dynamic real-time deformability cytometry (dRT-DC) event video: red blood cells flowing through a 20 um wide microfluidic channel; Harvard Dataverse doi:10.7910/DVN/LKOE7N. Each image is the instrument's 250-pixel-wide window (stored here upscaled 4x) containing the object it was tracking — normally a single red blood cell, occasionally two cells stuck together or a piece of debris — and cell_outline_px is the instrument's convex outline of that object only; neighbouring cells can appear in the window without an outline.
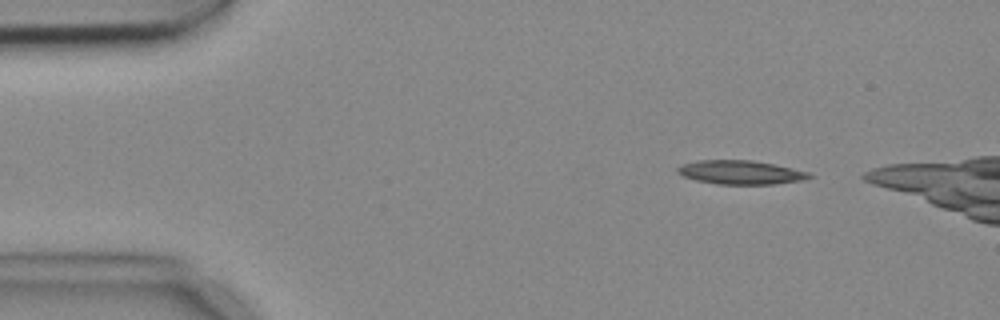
{"species": "common noctule bat (a hibernating species)", "species_latin": "Nyctalus noctula", "temperature_condition": "cold", "stored_images_in_passage": 5, "camera_frame_rate_fps": 3000, "um_per_image_px": 0.085, "animal": {"sex": "female", "body_mass_g": 18.4}, "frame": {"image": 1, "passage_image": 2, "time_ms": 0.333, "image_size_px": [1000, 320], "cell_outline_px": [[816, 176], [800, 180], [772, 184], [716, 184], [696, 180], [684, 176], [676, 172], [676, 168], [680, 164], [696, 160], [752, 160], [792, 168], [808, 172]], "centroid_in_image_um": [62.9, 14.64], "position_along_channel_um": 22.1, "area_um2": 18.26}}